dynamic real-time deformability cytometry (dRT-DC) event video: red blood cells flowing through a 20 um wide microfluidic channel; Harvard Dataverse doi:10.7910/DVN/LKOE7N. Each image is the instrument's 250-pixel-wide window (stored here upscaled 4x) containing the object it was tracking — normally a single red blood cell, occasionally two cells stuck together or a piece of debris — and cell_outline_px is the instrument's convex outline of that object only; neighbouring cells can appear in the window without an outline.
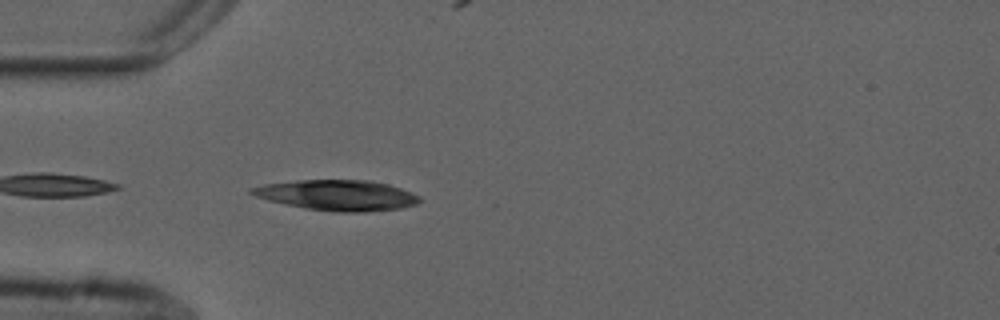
{"species": "common noctule bat (a hibernating species)", "species_latin": "Nyctalus noctula", "temperature_condition": "cold", "stored_images_in_passage": 38, "camera_frame_rate_fps": 3000, "um_per_image_px": 0.085, "animal": {"sex": "male", "forearm_length_mm": 52.5}, "frame": {"image": 1, "passage_image": 3, "time_ms": 0.667, "image_size_px": [1000, 320], "cell_outline_px": [[420, 200], [416, 204], [400, 208], [364, 212], [336, 212], [304, 208], [268, 200], [256, 196], [248, 192], [248, 188], [264, 184], [296, 180], [372, 180], [388, 184], [412, 192], [420, 196]], "centroid_in_image_um": [28.66, 16.59], "position_along_channel_um": 56.3, "area_um2": 29.88}}
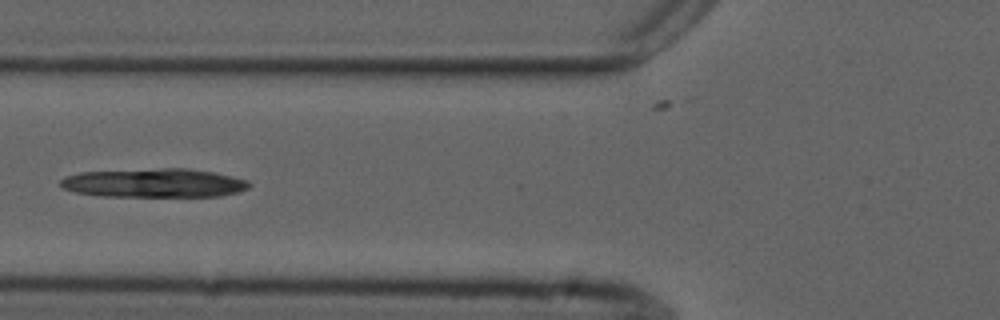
{"frame": {"image": 2, "passage_image": 8, "time_ms": 2.333, "image_size_px": [1000, 320], "cell_outline_px": [[252, 184], [248, 188], [236, 192], [220, 196], [100, 196], [76, 192], [64, 188], [60, 184], [60, 180], [64, 176], [80, 172], [160, 168], [188, 168], [212, 172], [232, 176], [248, 180]], "centroid_in_image_um": [13.1, 15.54], "position_along_channel_um": 112.7, "area_um2": 31.73}}